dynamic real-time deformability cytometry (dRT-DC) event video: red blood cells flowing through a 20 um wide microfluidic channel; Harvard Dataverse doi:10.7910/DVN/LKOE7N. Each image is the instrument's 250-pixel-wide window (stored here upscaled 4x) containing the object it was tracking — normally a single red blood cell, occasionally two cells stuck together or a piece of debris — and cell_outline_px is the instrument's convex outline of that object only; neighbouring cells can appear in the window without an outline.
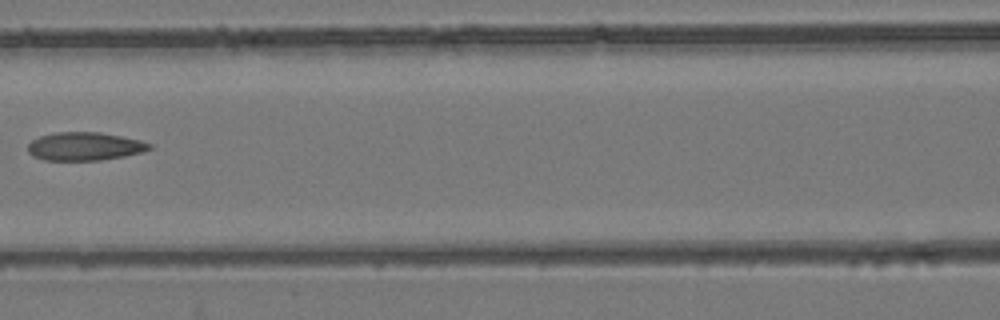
{"species": "common noctule bat (a hibernating species)", "species_latin": "Nyctalus noctula", "temperature_condition": "room temperature", "stored_images_in_passage": 7, "camera_frame_rate_fps": 3000, "um_per_image_px": 0.085, "animal": {"sex": "female", "body_mass_g": 24.6, "forearm_length_mm": 56.2}, "frame": {"image": 1, "passage_image": 7, "time_ms": 2.0, "image_size_px": [1000, 320], "cell_outline_px": [[152, 148], [140, 152], [124, 156], [100, 160], [44, 160], [28, 152], [28, 144], [32, 140], [40, 136], [56, 132], [100, 132], [140, 140], [152, 144]], "centroid_in_image_um": [7.19, 12.43], "position_along_channel_um": 159.4, "area_um2": 19.83}}